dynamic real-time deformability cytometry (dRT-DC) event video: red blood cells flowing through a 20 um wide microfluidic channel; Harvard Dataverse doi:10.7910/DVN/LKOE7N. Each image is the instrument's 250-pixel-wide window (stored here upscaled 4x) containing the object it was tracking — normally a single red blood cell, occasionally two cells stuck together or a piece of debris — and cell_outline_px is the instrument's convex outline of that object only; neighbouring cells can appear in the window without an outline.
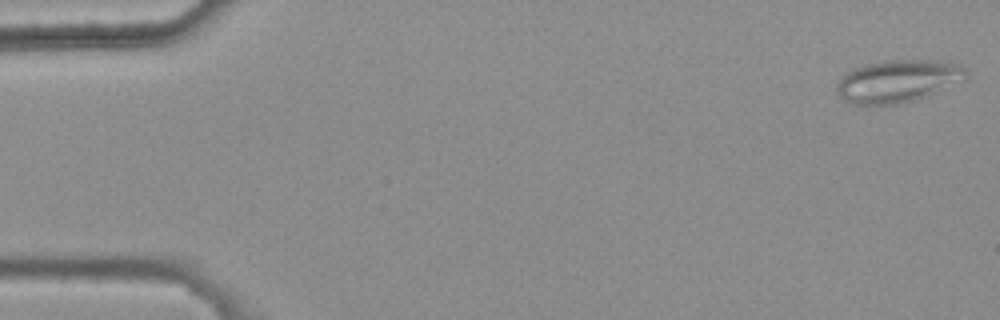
{"species": "common noctule bat (a hibernating species)", "species_latin": "Nyctalus noctula", "temperature_condition": "warm", "stored_images_in_passage": 3, "camera_frame_rate_fps": 3000, "um_per_image_px": 0.085, "animal": {"sex": "female", "body_mass_g": 25.1}, "frame": {"image": 1, "passage_image": 1, "time_ms": 0.0, "image_size_px": [1000, 320], "cell_outline_px": [[968, 76], [916, 100], [896, 104], [852, 104], [844, 100], [836, 92], [836, 88], [840, 80], [852, 68], [864, 64], [888, 60], [928, 60], [960, 64], [968, 68]], "centroid_in_image_um": [76.28, 6.88], "position_along_channel_um": 8.7, "area_um2": 31.5}}